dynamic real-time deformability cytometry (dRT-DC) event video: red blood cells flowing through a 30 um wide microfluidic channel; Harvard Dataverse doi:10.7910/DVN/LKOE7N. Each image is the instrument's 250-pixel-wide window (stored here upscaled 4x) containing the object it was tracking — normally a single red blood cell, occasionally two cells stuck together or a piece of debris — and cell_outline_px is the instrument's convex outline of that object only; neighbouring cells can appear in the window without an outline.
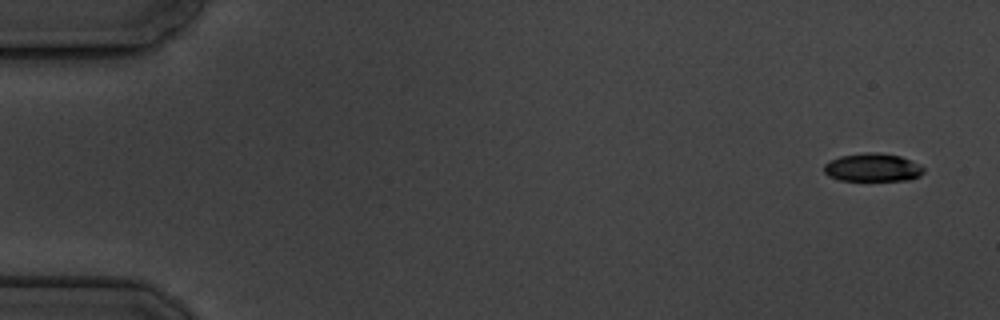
{"species": "common noctule bat (a hibernating species)", "species_latin": "Nyctalus noctula", "temperature_condition": "cold", "stored_images_in_passage": 6, "camera_frame_rate_fps": 3000, "um_per_image_px": 0.085, "animal": {"sex": "male", "body_mass_g": 19.5, "forearm_length_mm": 54.6}, "frame": {"image": 1, "passage_image": 1, "time_ms": 0.0, "image_size_px": [1000, 320], "cell_outline_px": [[924, 172], [920, 176], [908, 180], [840, 180], [828, 176], [824, 172], [824, 164], [840, 156], [864, 152], [876, 152], [900, 156], [924, 168]], "centroid_in_image_um": [74.15, 14.24], "position_along_channel_um": 10.9, "area_um2": 16.18}}
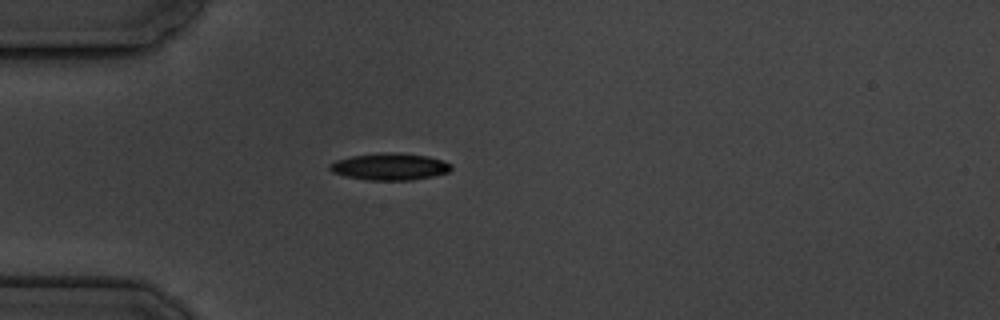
{"frame": {"image": 2, "passage_image": 5, "time_ms": 4.667, "image_size_px": [1000, 320], "cell_outline_px": [[452, 168], [448, 172], [432, 176], [412, 180], [368, 180], [344, 176], [332, 172], [328, 168], [328, 164], [336, 160], [352, 156], [384, 152], [396, 152], [428, 156], [444, 160], [452, 164]], "centroid_in_image_um": [33.13, 14.16], "position_along_channel_um": 51.9, "area_um2": 19.19}}